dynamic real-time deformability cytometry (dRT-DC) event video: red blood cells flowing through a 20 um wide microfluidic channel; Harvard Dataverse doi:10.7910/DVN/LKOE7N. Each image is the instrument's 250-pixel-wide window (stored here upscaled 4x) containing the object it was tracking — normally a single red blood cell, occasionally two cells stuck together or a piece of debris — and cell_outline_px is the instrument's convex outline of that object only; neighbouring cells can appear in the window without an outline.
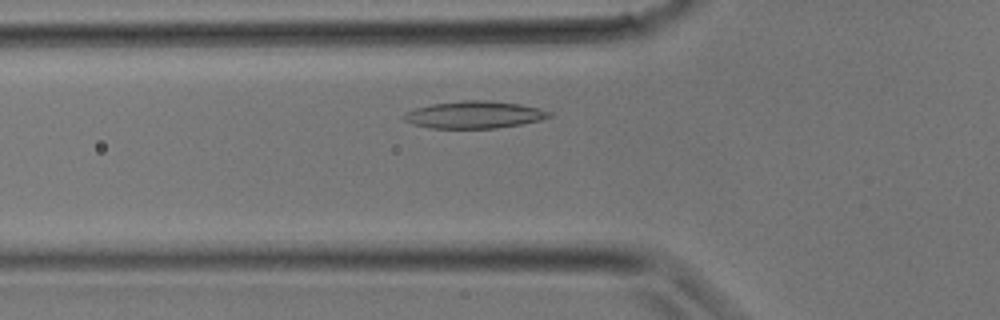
{"species": "common noctule bat (a hibernating species)", "species_latin": "Nyctalus noctula", "temperature_condition": "room temperature", "stored_images_in_passage": 25, "camera_frame_rate_fps": 3000, "um_per_image_px": 0.085, "animal": {"sex": "male", "body_mass_g": 17.9}, "frame": {"image": 1, "passage_image": 5, "time_ms": 1.333, "image_size_px": [1000, 320], "cell_outline_px": [[552, 116], [540, 120], [520, 124], [496, 128], [428, 128], [412, 124], [404, 120], [404, 116], [408, 112], [416, 108], [432, 104], [464, 100], [484, 100], [520, 104], [540, 108], [552, 112]], "centroid_in_image_um": [40.34, 9.75], "position_along_channel_um": 85.5, "area_um2": 22.89}}
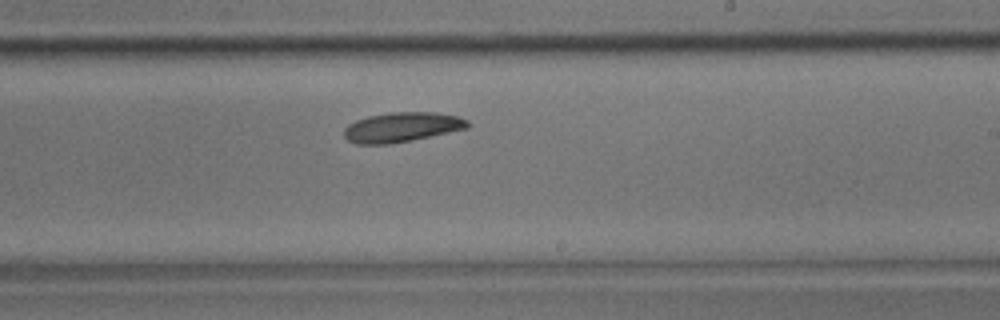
{"frame": {"image": 2, "passage_image": 13, "time_ms": 4.0, "image_size_px": [1000, 320], "cell_outline_px": [[472, 124], [468, 128], [412, 140], [388, 144], [356, 144], [348, 140], [344, 136], [344, 128], [348, 124], [356, 120], [368, 116], [392, 112], [436, 112], [456, 116], [468, 120]], "centroid_in_image_um": [34.16, 10.81], "position_along_channel_um": 254.8, "area_um2": 21.44}}
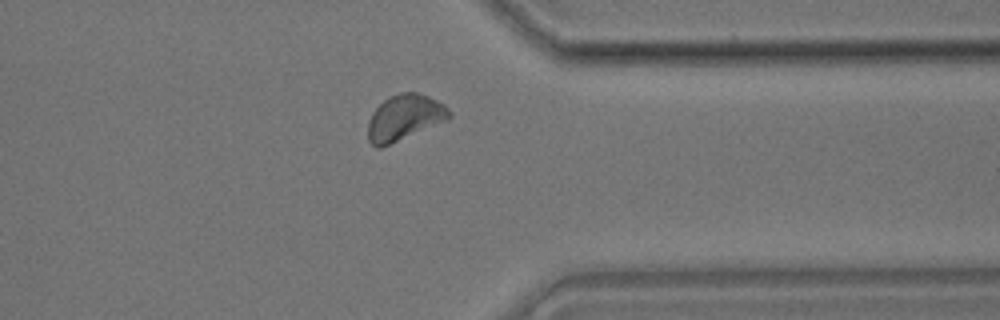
{"frame": {"image": 3, "passage_image": 19, "time_ms": 6.0, "image_size_px": [1000, 320], "cell_outline_px": [[452, 116], [448, 120], [380, 148], [376, 148], [368, 140], [368, 120], [372, 112], [388, 96], [400, 92], [416, 92], [428, 96], [444, 104], [452, 112]], "centroid_in_image_um": [34.38, 9.98], "position_along_channel_um": 377.0, "area_um2": 21.73}}